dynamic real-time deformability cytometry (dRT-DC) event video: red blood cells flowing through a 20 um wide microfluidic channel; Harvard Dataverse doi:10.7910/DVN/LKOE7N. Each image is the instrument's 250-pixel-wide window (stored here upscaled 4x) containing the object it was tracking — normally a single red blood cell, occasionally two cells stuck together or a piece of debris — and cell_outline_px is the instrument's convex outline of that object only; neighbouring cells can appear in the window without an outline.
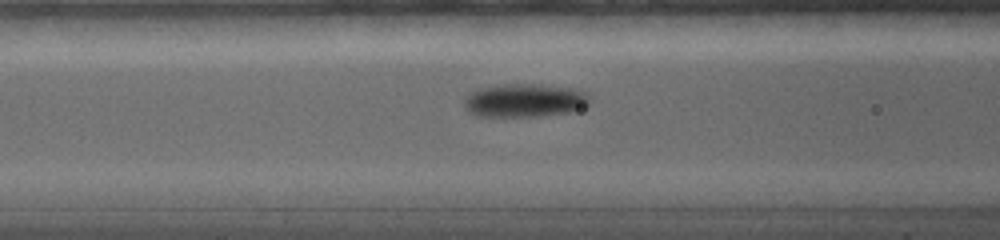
{"species": "common noctule bat (a hibernating species)", "species_latin": "Nyctalus noctula", "temperature_condition": "warm", "stored_images_in_passage": 65, "camera_frame_rate_fps": 5000, "um_per_image_px": 0.085, "animal": {"sex": "female", "body_mass_g": 19.0, "forearm_length_mm": 56.7}, "frame": {"image": 1, "passage_image": 20, "time_ms": 4.8, "image_size_px": [1000, 240], "cell_outline_px": [[588, 104], [576, 112], [536, 116], [472, 116], [464, 108], [464, 96], [480, 88], [504, 84], [524, 84], [568, 88], [584, 92], [588, 96]], "centroid_in_image_um": [44.53, 8.56], "position_along_channel_um": 122.1, "area_um2": 24.28}}
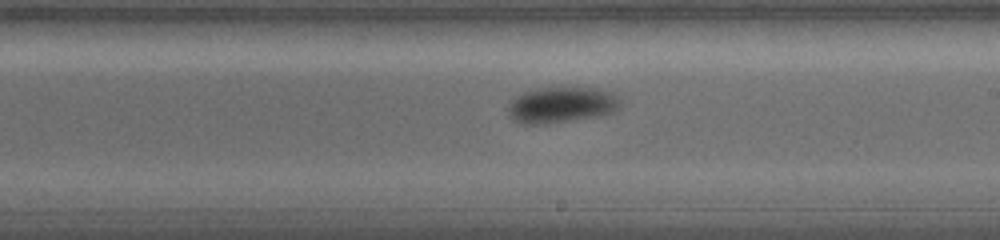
{"frame": {"image": 2, "passage_image": 33, "time_ms": 8.0, "image_size_px": [1000, 240], "cell_outline_px": [[620, 104], [612, 112], [604, 116], [548, 124], [520, 124], [512, 120], [508, 116], [508, 104], [516, 96], [524, 92], [544, 88], [596, 88], [612, 92], [620, 100]], "centroid_in_image_um": [47.7, 8.95], "position_along_channel_um": 241.3, "area_um2": 23.7}}
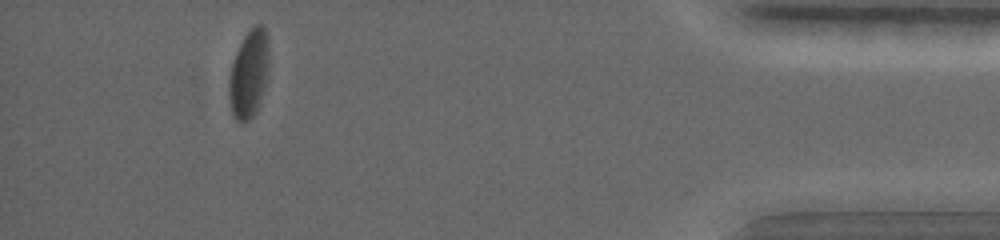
{"frame": {"image": 3, "passage_image": 59, "time_ms": 14.4, "image_size_px": [1000, 240], "cell_outline_px": [[268, 72], [256, 112], [248, 120], [236, 120], [232, 116], [228, 92], [228, 84], [232, 60], [244, 36], [256, 24], [260, 24], [264, 28], [268, 40]], "centroid_in_image_um": [21.13, 6.27], "position_along_channel_um": 414.1, "area_um2": 20.23}, "authors_computed_cell_mechanics": {"area_um2": 21.6172, "velocity_mm_per_s": 3.7435, "shape_relaxation_time_tau1_ms": 3.8683, "shape_relaxation_time_tau2_ms": null, "deformation_change_tau1": 0.1363, "deformation_change_tau2": null}}